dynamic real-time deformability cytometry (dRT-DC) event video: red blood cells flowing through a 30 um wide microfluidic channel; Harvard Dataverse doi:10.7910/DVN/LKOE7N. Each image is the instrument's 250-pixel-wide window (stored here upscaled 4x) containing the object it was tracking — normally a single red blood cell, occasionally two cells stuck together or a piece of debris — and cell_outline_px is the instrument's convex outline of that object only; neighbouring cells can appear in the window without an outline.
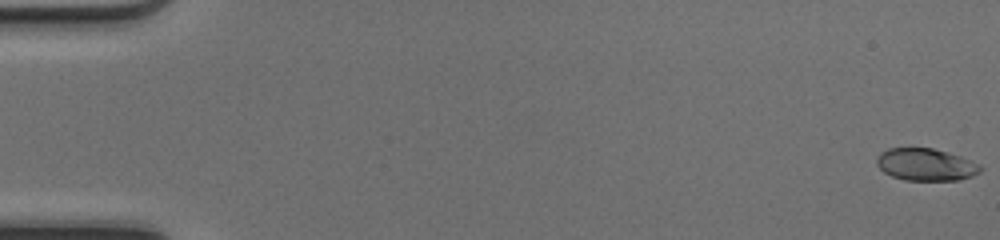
{"species": "common noctule bat (a hibernating species)", "species_latin": "Nyctalus noctula", "temperature_condition": "cold", "stored_images_in_passage": 50, "camera_frame_rate_fps": 3000, "um_per_image_px": 0.085, "animal": {"sex": "female", "body_mass_g": 17.0, "forearm_length_mm": 48.0}, "frame": {"image": 1, "passage_image": 1, "time_ms": 0.0, "image_size_px": [1000, 240], "cell_outline_px": [[984, 168], [980, 172], [972, 176], [960, 180], [904, 180], [892, 176], [884, 172], [876, 164], [876, 160], [880, 152], [888, 148], [932, 148], [960, 156], [980, 164]], "centroid_in_image_um": [78.7, 13.99], "position_along_channel_um": 6.3, "area_um2": 19.54}}
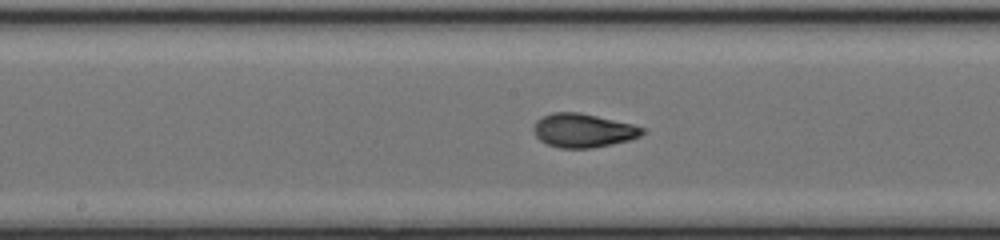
{"frame": {"image": 2, "passage_image": 27, "time_ms": 8.667, "image_size_px": [1000, 240], "cell_outline_px": [[644, 132], [640, 136], [628, 140], [612, 144], [592, 148], [560, 148], [548, 144], [540, 140], [536, 136], [532, 128], [536, 120], [552, 112], [580, 112], [632, 124], [644, 128]], "centroid_in_image_um": [49.54, 11.09], "position_along_channel_um": 198.7, "area_um2": 21.33}}
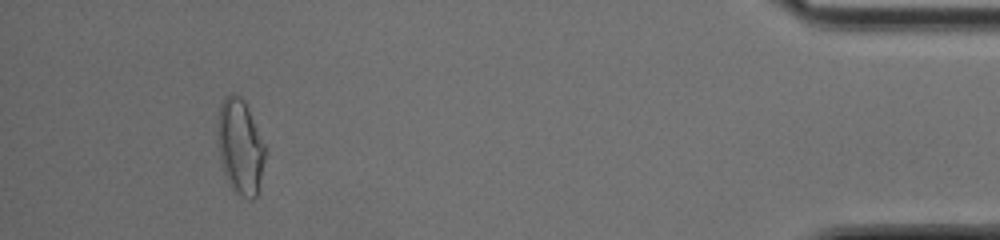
{"frame": {"image": 3, "passage_image": 47, "time_ms": 15.333, "image_size_px": [1000, 240], "cell_outline_px": [[268, 152], [256, 196], [252, 200], [248, 200], [232, 192], [224, 172], [220, 160], [216, 128], [216, 120], [220, 104], [232, 92], [236, 92], [244, 100], [268, 148]], "centroid_in_image_um": [20.43, 12.48], "position_along_channel_um": 414.8, "area_um2": 27.28}, "authors_computed_cell_mechanics": {"area_um2": 20.808, "velocity_mm_per_s": 4.207, "shape_relaxation_time_tau1_ms": 4.4254, "shape_relaxation_time_tau2_ms": 1.213, "deformation_change_tau1": 0.1816, "deformation_change_tau2": 0.0617}}